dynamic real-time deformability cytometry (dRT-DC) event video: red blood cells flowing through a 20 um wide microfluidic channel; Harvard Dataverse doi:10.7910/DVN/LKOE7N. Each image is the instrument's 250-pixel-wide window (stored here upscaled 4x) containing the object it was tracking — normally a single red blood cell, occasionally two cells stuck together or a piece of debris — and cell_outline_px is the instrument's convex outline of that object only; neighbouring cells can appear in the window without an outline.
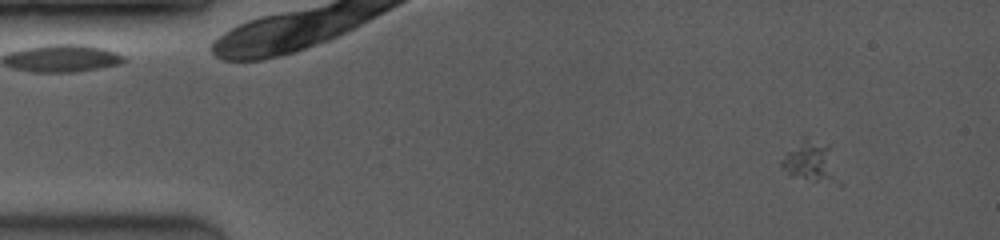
{"species": "common noctule bat (a hibernating species)", "species_latin": "Nyctalus noctula", "temperature_condition": "room temperature", "stored_images_in_passage": 39, "camera_frame_rate_fps": 3500, "um_per_image_px": 0.085, "animal": {"sex": "female", "body_mass_g": 19.0, "forearm_length_mm": 53.3}, "frame": {"image": 1, "passage_image": 5, "time_ms": 1.714, "image_size_px": [1000, 240], "cell_outline_px": [[844, 184], [840, 188], [792, 176], [780, 164], [780, 160], [804, 136], [828, 144]], "centroid_in_image_um": [69.07, 13.84], "position_along_channel_um": 15.9, "area_um2": 14.33}}
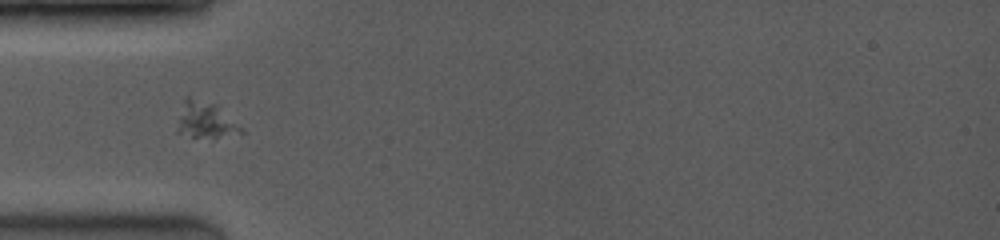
{"frame": {"image": 2, "passage_image": 14, "time_ms": 5.429, "image_size_px": [1000, 240], "cell_outline_px": [[244, 132], [216, 136], [192, 136], [176, 132], [176, 128], [184, 96], [188, 96], [216, 104], [244, 128]], "centroid_in_image_um": [17.44, 10.16], "position_along_channel_um": 67.6, "area_um2": 13.24}}
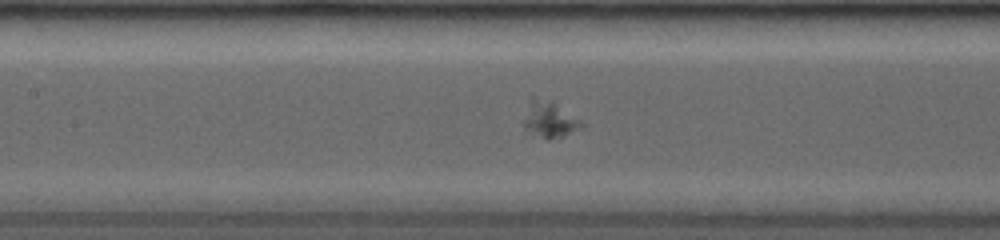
{"frame": {"image": 3, "passage_image": 20, "time_ms": 7.714, "image_size_px": [1000, 240], "cell_outline_px": [[584, 128], [548, 140], [528, 128], [524, 124], [524, 120], [532, 96], [552, 100], [580, 120], [584, 124]], "centroid_in_image_um": [46.78, 10.12], "position_along_channel_um": 160.6, "area_um2": 11.68}}